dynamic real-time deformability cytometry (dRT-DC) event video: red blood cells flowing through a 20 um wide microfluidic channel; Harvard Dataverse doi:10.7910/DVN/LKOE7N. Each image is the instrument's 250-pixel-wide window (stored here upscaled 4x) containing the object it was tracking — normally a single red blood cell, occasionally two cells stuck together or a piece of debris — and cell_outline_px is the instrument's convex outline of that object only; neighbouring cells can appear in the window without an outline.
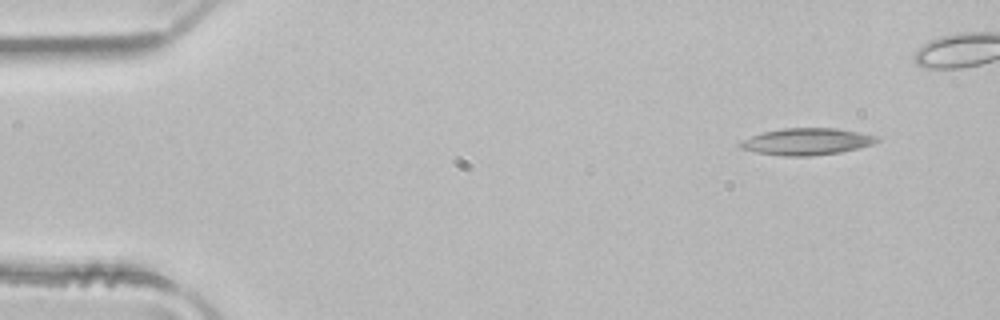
{"species": "common noctule bat (a hibernating species)", "species_latin": "Nyctalus noctula", "temperature_condition": "room temperature", "stored_images_in_passage": 4, "camera_frame_rate_fps": 3000, "um_per_image_px": 0.085, "animal": {"sex": "male", "body_mass_g": 21.5, "forearm_length_mm": 52.0}, "frame": {"image": 1, "passage_image": 4, "time_ms": 1.0, "image_size_px": [1000, 320], "cell_outline_px": [[880, 140], [872, 144], [860, 148], [840, 152], [812, 156], [784, 156], [756, 152], [740, 148], [736, 144], [740, 140], [764, 132], [784, 128], [836, 128], [860, 132], [880, 136]], "centroid_in_image_um": [68.59, 12.03], "position_along_channel_um": 16.4, "area_um2": 21.5}}